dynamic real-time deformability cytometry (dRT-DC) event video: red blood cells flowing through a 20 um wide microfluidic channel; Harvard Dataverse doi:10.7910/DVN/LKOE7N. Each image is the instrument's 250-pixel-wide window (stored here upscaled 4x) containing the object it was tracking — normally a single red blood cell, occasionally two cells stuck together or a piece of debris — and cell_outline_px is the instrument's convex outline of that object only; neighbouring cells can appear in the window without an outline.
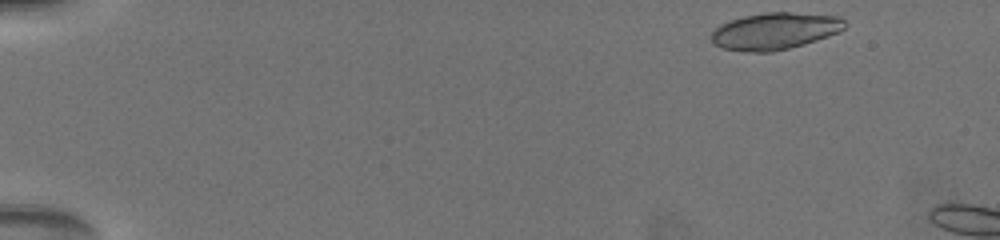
{"species": "common noctule bat (a hibernating species)", "species_latin": "Nyctalus noctula", "temperature_condition": "warm", "stored_images_in_passage": 4, "camera_frame_rate_fps": 3000, "um_per_image_px": 0.085, "animal": {"sex": "female", "body_mass_g": 19.5, "forearm_length_mm": 54.1}, "frame": {"image": 1, "passage_image": 1, "time_ms": 0.0, "image_size_px": [1000, 240], "cell_outline_px": [[848, 24], [844, 28], [828, 36], [804, 44], [772, 52], [752, 52], [724, 48], [716, 44], [712, 40], [712, 32], [720, 24], [744, 16], [768, 12], [788, 12], [840, 16]], "centroid_in_image_um": [65.9, 2.63], "position_along_channel_um": 19.1, "area_um2": 28.32}}